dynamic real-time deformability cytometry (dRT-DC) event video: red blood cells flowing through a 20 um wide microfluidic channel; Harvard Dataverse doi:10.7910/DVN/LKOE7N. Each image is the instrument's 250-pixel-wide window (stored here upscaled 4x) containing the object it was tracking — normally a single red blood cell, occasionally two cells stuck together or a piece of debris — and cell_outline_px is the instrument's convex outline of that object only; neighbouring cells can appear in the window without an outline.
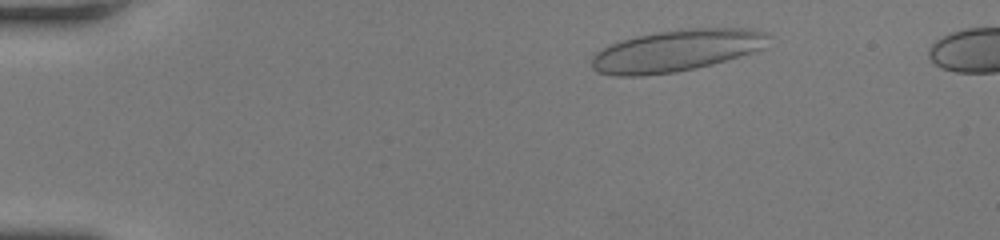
{"species": "human", "species_latin": "Homo sapiens", "temperature_condition": "room temperature", "stored_images_in_passage": 50, "segment_of_instrument_passage": [1, 2], "camera_frame_rate_fps": 3000, "um_per_image_px": 0.085, "donor": {"sex": "female"}, "frame": {"image": 1, "passage_image": 6, "time_ms": 1.667, "image_size_px": [1000, 240], "cell_outline_px": [[772, 36], [760, 48], [752, 52], [712, 64], [696, 68], [676, 72], [644, 76], [616, 76], [596, 72], [592, 68], [592, 56], [596, 52], [608, 44], [636, 36], [656, 32], [680, 28], [748, 28], [764, 32]], "centroid_in_image_um": [57.44, 4.3], "position_along_channel_um": 27.6, "area_um2": 43.12}}
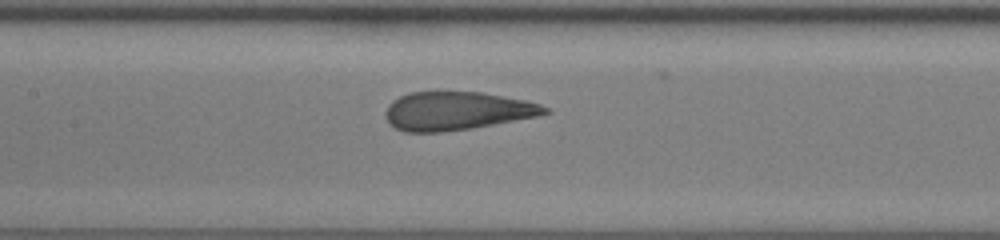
{"frame": {"image": 2, "passage_image": 23, "time_ms": 7.333, "image_size_px": [1000, 240], "cell_outline_px": [[552, 112], [536, 116], [472, 128], [440, 132], [404, 132], [396, 128], [384, 116], [384, 112], [388, 104], [392, 100], [408, 92], [484, 92], [524, 100], [540, 104], [548, 108]], "centroid_in_image_um": [38.8, 9.42], "position_along_channel_um": 168.6, "area_um2": 35.55}}
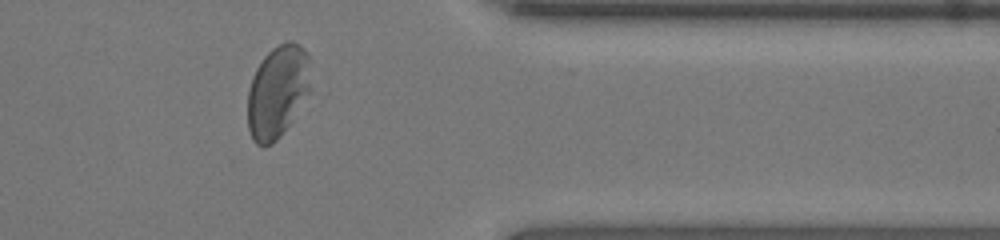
{"frame": {"image": 3, "passage_image": 40, "time_ms": 13.0, "image_size_px": [1000, 240], "cell_outline_px": [[308, 92], [288, 124], [276, 140], [272, 144], [264, 148], [256, 144], [252, 140], [248, 128], [248, 92], [252, 76], [256, 68], [264, 56], [272, 48], [288, 40], [292, 40], [300, 44], [304, 48], [308, 56]], "centroid_in_image_um": [23.53, 7.78], "position_along_channel_um": 387.9, "area_um2": 33.41}}